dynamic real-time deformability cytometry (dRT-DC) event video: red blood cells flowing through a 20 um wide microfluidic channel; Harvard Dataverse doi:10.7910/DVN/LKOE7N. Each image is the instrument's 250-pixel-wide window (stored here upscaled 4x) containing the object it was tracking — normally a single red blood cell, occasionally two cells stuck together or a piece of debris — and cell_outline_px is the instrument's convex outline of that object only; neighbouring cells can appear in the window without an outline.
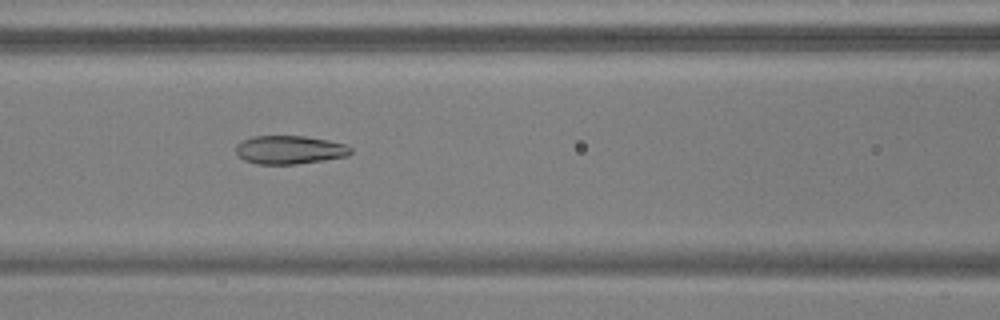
{"species": "common noctule bat (a hibernating species)", "species_latin": "Nyctalus noctula", "temperature_condition": "warm", "stored_images_in_passage": 37, "camera_frame_rate_fps": 3000, "um_per_image_px": 0.085, "animal": {"sex": "male", "body_mass_g": 17.9, "forearm_length_mm": 54.2}, "frame": {"image": 1, "passage_image": 7, "time_ms": 2.0, "image_size_px": [1000, 320], "cell_outline_px": [[352, 152], [348, 156], [324, 160], [296, 164], [256, 164], [244, 160], [236, 156], [236, 144], [240, 140], [252, 136], [304, 136], [328, 140], [344, 144], [352, 148]], "centroid_in_image_um": [24.57, 12.73], "position_along_channel_um": 142.0, "area_um2": 19.25}}
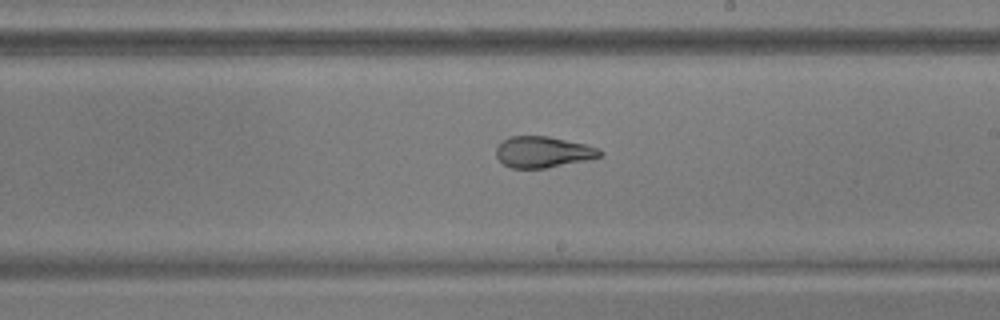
{"frame": {"image": 2, "passage_image": 15, "time_ms": 4.667, "image_size_px": [1000, 320], "cell_outline_px": [[604, 152], [600, 156], [584, 160], [544, 168], [512, 168], [504, 164], [496, 156], [496, 148], [508, 136], [548, 136], [584, 144], [600, 148]], "centroid_in_image_um": [46.14, 12.91], "position_along_channel_um": 242.9, "area_um2": 18.55}}
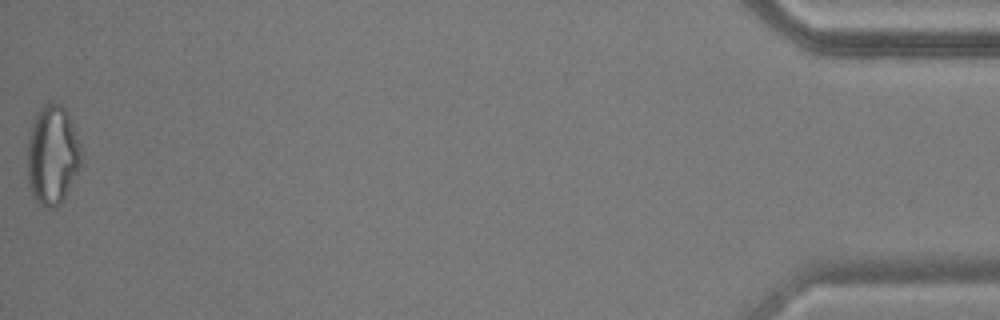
{"frame": {"image": 3, "passage_image": 37, "time_ms": 12.0, "image_size_px": [1000, 320], "cell_outline_px": [[80, 164], [60, 204], [56, 208], [44, 208], [32, 196], [28, 180], [28, 140], [32, 124], [36, 112], [44, 104], [52, 100], [60, 104], [64, 108], [68, 116], [80, 144]], "centroid_in_image_um": [4.42, 13.16], "position_along_channel_um": 430.8, "area_um2": 30.69}, "authors_computed_cell_mechanics": {"area_um2": 20.0566, "velocity_mm_per_s": 3.7917, "shape_relaxation_time_tau1_ms": 7.6415, "shape_relaxation_time_tau2_ms": 1.3342, "deformation_change_tau1": 0.247, "deformation_change_tau2": 0.0967}}